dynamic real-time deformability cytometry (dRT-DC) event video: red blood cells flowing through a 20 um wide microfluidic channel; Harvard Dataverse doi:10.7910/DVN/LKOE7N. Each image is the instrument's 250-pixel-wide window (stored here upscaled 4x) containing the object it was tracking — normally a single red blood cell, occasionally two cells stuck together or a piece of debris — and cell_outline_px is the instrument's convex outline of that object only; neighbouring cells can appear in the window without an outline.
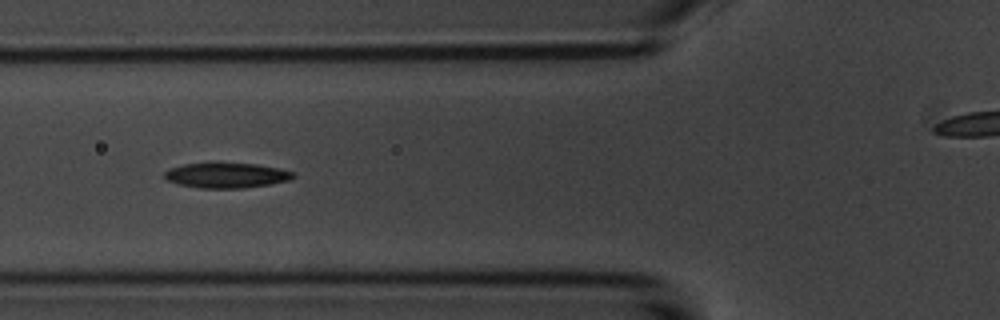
{"species": "common noctule bat (a hibernating species)", "species_latin": "Nyctalus noctula", "temperature_condition": "room temperature", "stored_images_in_passage": 15, "camera_frame_rate_fps": 3000, "um_per_image_px": 0.085, "animal": {"sex": "male", "body_mass_g": 20.1, "forearm_length_mm": 53.5}, "frame": {"image": 1, "passage_image": 5, "time_ms": 5.667, "image_size_px": [1000, 320], "cell_outline_px": [[296, 176], [292, 180], [272, 184], [244, 188], [200, 188], [180, 184], [168, 180], [164, 176], [164, 172], [172, 168], [184, 164], [212, 160], [256, 164], [280, 168], [296, 172]], "centroid_in_image_um": [19.31, 14.86], "position_along_channel_um": 106.5, "area_um2": 19.71}}
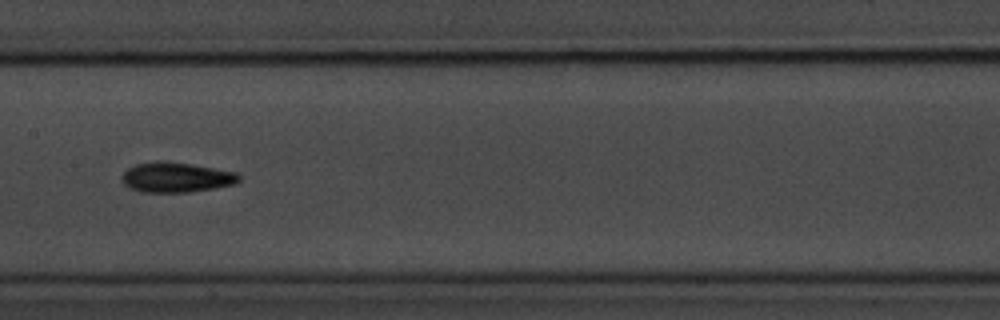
{"frame": {"image": 2, "passage_image": 7, "time_ms": 8.0, "image_size_px": [1000, 320], "cell_outline_px": [[240, 180], [236, 184], [192, 192], [140, 192], [124, 184], [120, 180], [120, 176], [128, 168], [136, 164], [156, 160], [168, 160], [192, 164], [236, 172], [240, 176]], "centroid_in_image_um": [14.96, 15.06], "position_along_channel_um": 192.4, "area_um2": 20.81}}
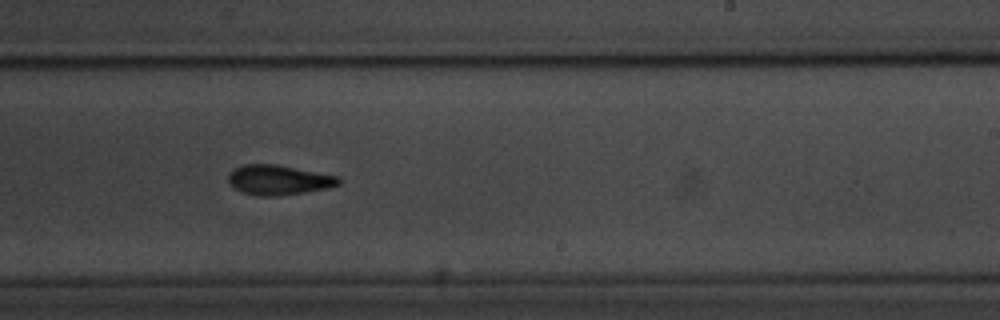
{"frame": {"image": 3, "passage_image": 9, "time_ms": 10.0, "image_size_px": [1000, 320], "cell_outline_px": [[340, 184], [328, 188], [280, 196], [256, 196], [244, 192], [228, 184], [228, 176], [236, 168], [244, 164], [276, 164], [340, 176]], "centroid_in_image_um": [23.71, 15.3], "position_along_channel_um": 265.3, "area_um2": 19.19}, "authors_computed_cell_mechanics": {"area_um2": 19.074, "velocity_mm_per_s": 3.6517, "shape_relaxation_time_tau1_ms": 3.0636, "shape_relaxation_time_tau2_ms": 4.2335, "deformation_change_tau1": 0.1083, "deformation_change_tau2": 0.1093}}